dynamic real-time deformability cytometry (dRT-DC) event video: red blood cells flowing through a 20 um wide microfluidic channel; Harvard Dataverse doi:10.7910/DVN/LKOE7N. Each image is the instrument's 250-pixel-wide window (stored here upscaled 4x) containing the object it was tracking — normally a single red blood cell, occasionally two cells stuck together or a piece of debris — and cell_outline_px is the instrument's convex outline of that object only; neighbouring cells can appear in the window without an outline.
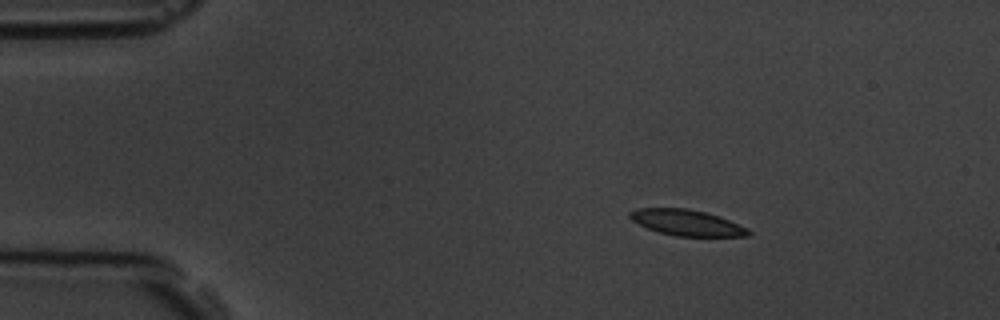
{"species": "common noctule bat (a hibernating species)", "species_latin": "Nyctalus noctula", "temperature_condition": "room temperature", "stored_images_in_passage": 5, "camera_frame_rate_fps": 3000, "um_per_image_px": 0.085, "animal": {"sex": "male", "body_mass_g": 19.5, "forearm_length_mm": 54.6}, "frame": {"image": 1, "passage_image": 2, "time_ms": 1.0, "image_size_px": [1000, 320], "cell_outline_px": [[752, 232], [748, 236], [676, 236], [660, 232], [648, 228], [632, 220], [628, 216], [628, 212], [636, 208], [688, 208], [704, 212], [728, 220], [748, 228]], "centroid_in_image_um": [58.35, 18.92], "position_along_channel_um": 26.6, "area_um2": 17.69}}
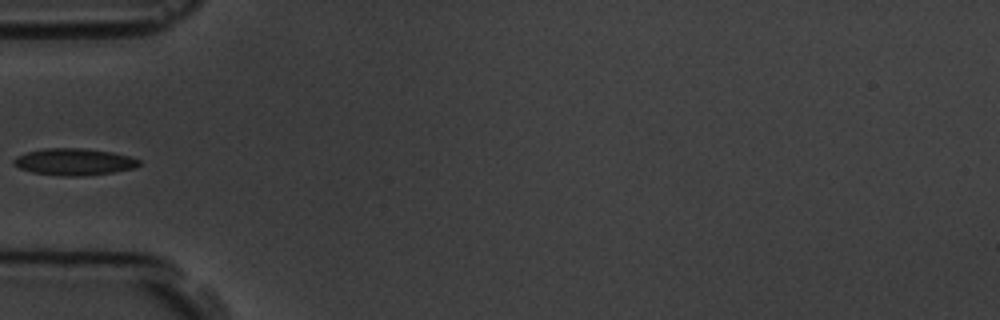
{"frame": {"image": 2, "passage_image": 5, "time_ms": 4.333, "image_size_px": [1000, 320], "cell_outline_px": [[140, 164], [132, 168], [112, 172], [76, 176], [64, 176], [32, 172], [20, 168], [12, 164], [12, 160], [16, 156], [28, 152], [44, 148], [84, 148], [112, 152], [128, 156], [140, 160]], "centroid_in_image_um": [6.25, 13.74], "position_along_channel_um": 78.8, "area_um2": 19.36}}